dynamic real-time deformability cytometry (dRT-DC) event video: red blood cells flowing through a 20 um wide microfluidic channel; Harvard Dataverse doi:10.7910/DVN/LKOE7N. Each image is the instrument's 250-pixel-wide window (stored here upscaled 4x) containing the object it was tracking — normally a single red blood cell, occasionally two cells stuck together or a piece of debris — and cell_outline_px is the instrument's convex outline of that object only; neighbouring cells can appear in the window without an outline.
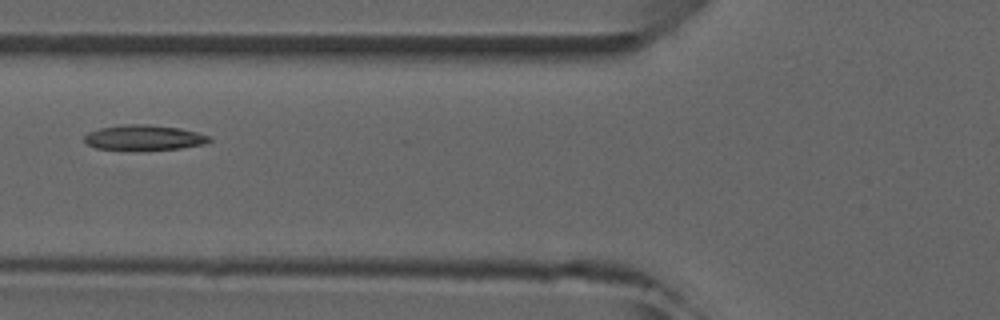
{"species": "common noctule bat (a hibernating species)", "species_latin": "Nyctalus noctula", "temperature_condition": "room temperature", "stored_images_in_passage": 3, "camera_frame_rate_fps": 3000, "um_per_image_px": 0.085, "animal": {"sex": "male", "forearm_length_mm": 52.5}, "frame": {"image": 1, "passage_image": 2, "time_ms": 1.333, "image_size_px": [1000, 320], "cell_outline_px": [[212, 140], [204, 144], [180, 148], [96, 148], [88, 144], [84, 140], [84, 136], [88, 132], [100, 128], [124, 124], [148, 124], [180, 128], [212, 136]], "centroid_in_image_um": [12.28, 11.66], "position_along_channel_um": 113.5, "area_um2": 17.74}}
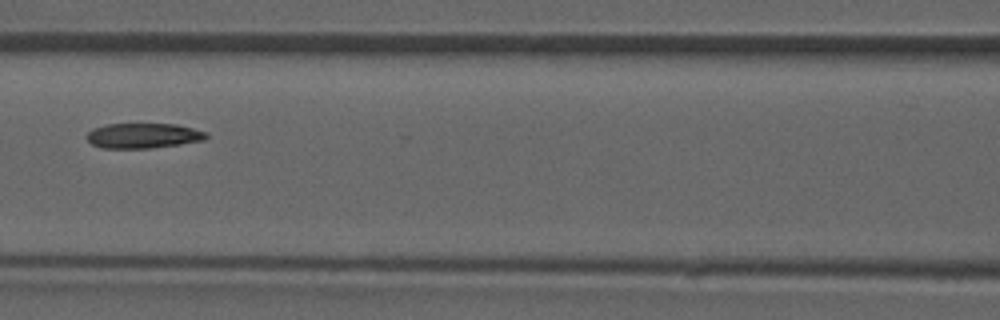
{"frame": {"image": 2, "passage_image": 3, "time_ms": 2.333, "image_size_px": [1000, 320], "cell_outline_px": [[208, 136], [204, 140], [180, 144], [148, 148], [100, 148], [92, 144], [84, 136], [92, 128], [104, 124], [176, 124], [208, 132]], "centroid_in_image_um": [12.14, 11.53], "position_along_channel_um": 154.5, "area_um2": 17.57}}